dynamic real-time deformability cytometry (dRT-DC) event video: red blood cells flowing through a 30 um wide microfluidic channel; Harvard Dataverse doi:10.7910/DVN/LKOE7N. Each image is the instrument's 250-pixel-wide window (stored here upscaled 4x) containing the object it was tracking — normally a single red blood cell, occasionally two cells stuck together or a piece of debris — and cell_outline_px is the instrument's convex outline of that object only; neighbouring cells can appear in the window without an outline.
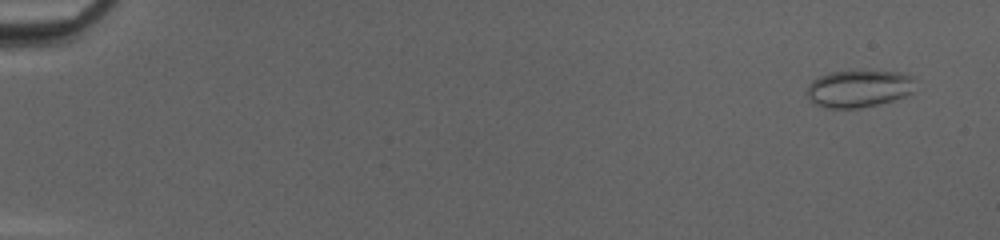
{"species": "common noctule bat (a hibernating species)", "species_latin": "Nyctalus noctula", "temperature_condition": "cold", "stored_images_in_passage": 52, "camera_frame_rate_fps": 3000, "um_per_image_px": 0.085, "animal": {"sex": "female", "body_mass_g": 20.0, "forearm_length_mm": 54.0}, "frame": {"image": 1, "passage_image": 4, "time_ms": 1.0, "image_size_px": [1000, 240], "cell_outline_px": [[912, 92], [904, 96], [892, 100], [860, 108], [824, 108], [816, 104], [808, 96], [808, 84], [812, 80], [828, 72], [900, 72], [912, 76]], "centroid_in_image_um": [72.96, 7.54], "position_along_channel_um": 12.0, "area_um2": 22.95}}
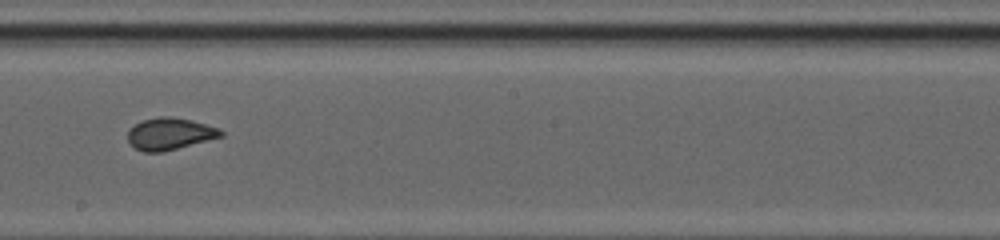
{"frame": {"image": 2, "passage_image": 32, "time_ms": 10.333, "image_size_px": [1000, 240], "cell_outline_px": [[224, 136], [164, 152], [144, 152], [136, 148], [128, 140], [128, 128], [144, 120], [160, 116], [172, 116], [192, 120], [220, 128], [224, 132]], "centroid_in_image_um": [14.47, 11.37], "position_along_channel_um": 233.7, "area_um2": 17.46}}
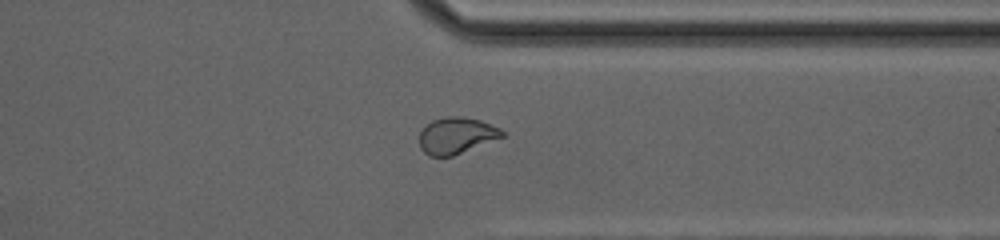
{"frame": {"image": 3, "passage_image": 42, "time_ms": 13.667, "image_size_px": [1000, 240], "cell_outline_px": [[504, 136], [452, 156], [428, 156], [420, 148], [420, 132], [432, 120], [444, 116], [464, 116], [480, 120], [500, 128], [504, 132]], "centroid_in_image_um": [38.78, 11.51], "position_along_channel_um": 372.6, "area_um2": 17.46}}